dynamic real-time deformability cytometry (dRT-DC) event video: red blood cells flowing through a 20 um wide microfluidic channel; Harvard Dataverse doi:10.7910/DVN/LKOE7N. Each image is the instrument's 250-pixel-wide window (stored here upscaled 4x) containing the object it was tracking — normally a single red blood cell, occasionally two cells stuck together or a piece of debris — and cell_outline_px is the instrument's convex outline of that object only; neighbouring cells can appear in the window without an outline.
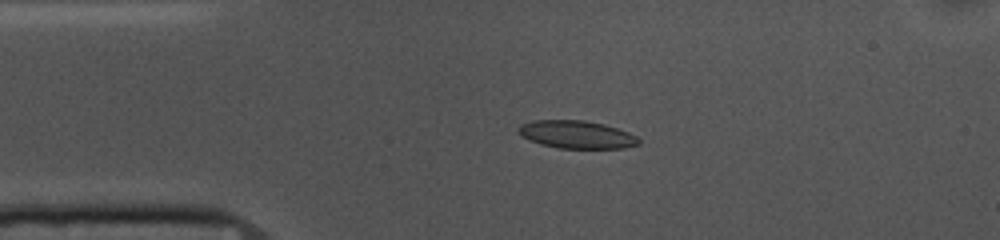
{"species": "common noctule bat (a hibernating species)", "species_latin": "Nyctalus noctula", "temperature_condition": "cold", "stored_images_in_passage": 45, "camera_frame_rate_fps": 3000, "um_per_image_px": 0.085, "animal": {"sex": "female", "body_mass_g": 10.0, "forearm_length_mm": 53.1}, "frame": {"image": 1, "passage_image": 10, "time_ms": 3.0, "image_size_px": [1000, 240], "cell_outline_px": [[640, 144], [624, 148], [560, 148], [540, 144], [528, 140], [520, 136], [516, 128], [520, 124], [532, 120], [584, 120], [604, 124], [628, 132], [636, 136], [640, 140]], "centroid_in_image_um": [48.97, 11.43], "position_along_channel_um": 36.0, "area_um2": 19.65}}
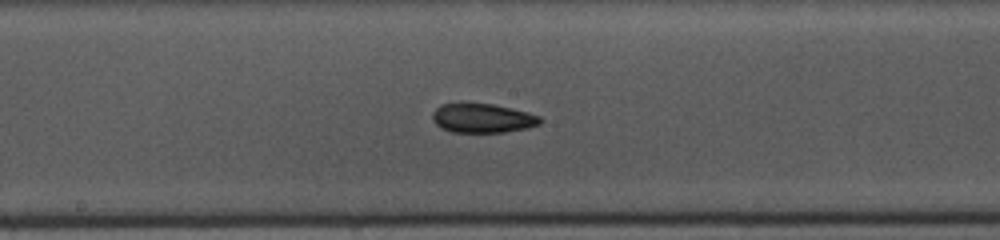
{"frame": {"image": 2, "passage_image": 26, "time_ms": 8.333, "image_size_px": [1000, 240], "cell_outline_px": [[544, 120], [540, 124], [528, 128], [504, 132], [452, 132], [440, 128], [432, 120], [432, 112], [440, 104], [460, 100], [464, 100], [492, 104], [512, 108], [528, 112], [540, 116]], "centroid_in_image_um": [40.97, 10.0], "position_along_channel_um": 207.2, "area_um2": 19.19}}
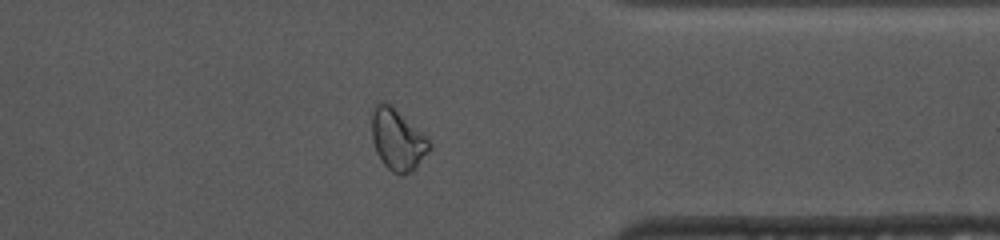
{"frame": {"image": 3, "passage_image": 41, "time_ms": 13.333, "image_size_px": [1000, 240], "cell_outline_px": [[432, 148], [416, 168], [412, 172], [404, 176], [400, 176], [392, 172], [380, 160], [376, 152], [372, 140], [372, 112], [376, 104], [384, 100], [420, 132], [432, 144]], "centroid_in_image_um": [33.78, 11.94], "position_along_channel_um": 377.6, "area_um2": 20.35}, "authors_computed_cell_mechanics": {"area_um2": 19.074, "velocity_mm_per_s": 3.6399, "shape_relaxation_time_tau1_ms": 4.2983, "shape_relaxation_time_tau2_ms": 3.9371, "deformation_change_tau1": 0.1209, "deformation_change_tau2": 0.0975}}